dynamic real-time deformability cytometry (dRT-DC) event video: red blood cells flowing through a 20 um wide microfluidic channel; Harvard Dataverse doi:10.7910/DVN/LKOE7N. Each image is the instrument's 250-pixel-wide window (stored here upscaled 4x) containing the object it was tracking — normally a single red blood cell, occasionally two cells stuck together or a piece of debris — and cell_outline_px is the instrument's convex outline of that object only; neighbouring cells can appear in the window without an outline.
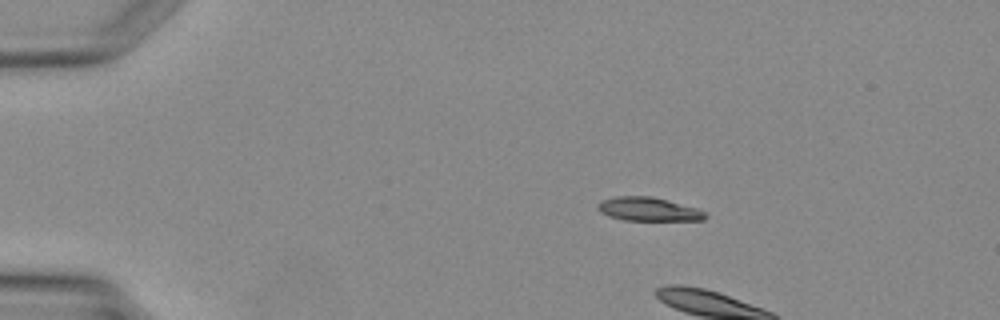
{"species": "Egyptian fruit bat (a non-hibernating species)", "species_latin": "Rousettus aegyptiacus", "temperature_condition": "warm", "stored_images_in_passage": 3, "camera_frame_rate_fps": 3000, "um_per_image_px": 0.085, "animal": {"sex": "female"}, "frame": {"image": 1, "passage_image": 1, "time_ms": 0.0, "image_size_px": [1000, 320], "cell_outline_px": [[708, 216], [704, 220], [624, 220], [608, 216], [600, 212], [596, 208], [596, 204], [600, 200], [616, 196], [652, 196], [696, 208], [704, 212]], "centroid_in_image_um": [55.05, 17.78], "position_along_channel_um": 29.9, "area_um2": 14.85}}